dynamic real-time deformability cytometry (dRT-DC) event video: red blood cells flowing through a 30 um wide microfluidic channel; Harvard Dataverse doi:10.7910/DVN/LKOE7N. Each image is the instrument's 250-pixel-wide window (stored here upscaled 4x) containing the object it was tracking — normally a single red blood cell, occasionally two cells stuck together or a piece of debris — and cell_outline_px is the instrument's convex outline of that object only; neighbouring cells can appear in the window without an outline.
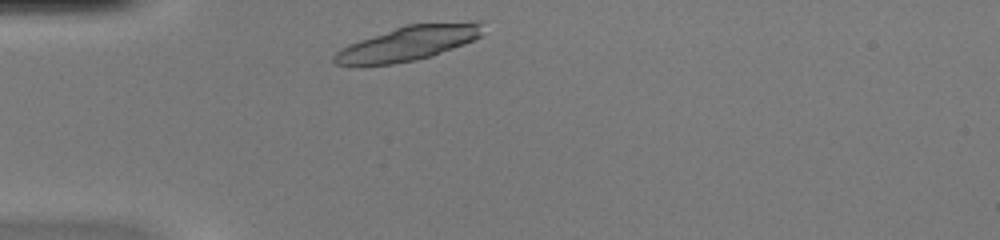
{"species": "common noctule bat (a hibernating species)", "species_latin": "Nyctalus noctula", "temperature_condition": "warm", "stored_images_in_passage": 31, "camera_frame_rate_fps": 3000, "um_per_image_px": 0.085, "animal": {"sex": "female", "body_mass_g": 20.0, "forearm_length_mm": 54.0}, "frame": {"image": 1, "passage_image": 1, "time_ms": 0.0, "image_size_px": [1000, 240], "cell_outline_px": [[480, 36], [472, 40], [432, 56], [416, 60], [392, 64], [336, 64], [332, 60], [332, 56], [336, 52], [360, 40], [404, 24], [476, 20], [480, 20]], "centroid_in_image_um": [34.74, 3.65], "position_along_channel_um": 50.3, "area_um2": 29.48}}